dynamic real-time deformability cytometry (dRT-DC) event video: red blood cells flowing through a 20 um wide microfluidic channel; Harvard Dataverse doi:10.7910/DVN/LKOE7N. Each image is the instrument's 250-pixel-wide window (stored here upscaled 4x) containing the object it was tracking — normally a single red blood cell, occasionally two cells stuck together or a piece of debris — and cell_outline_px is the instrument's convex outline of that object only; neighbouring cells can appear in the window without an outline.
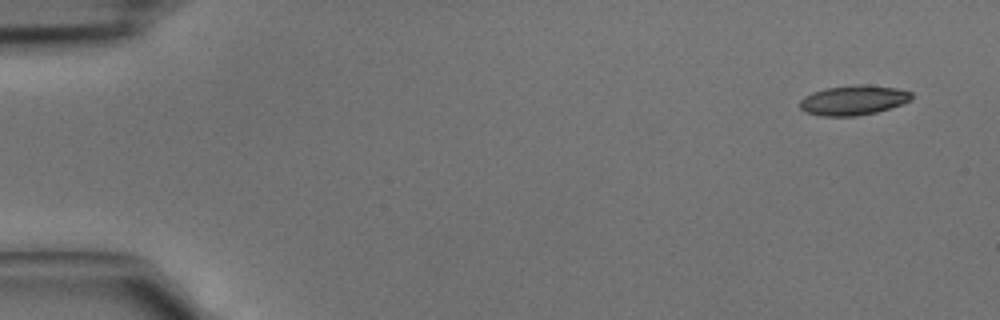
{"species": "common noctule bat (a hibernating species)", "species_latin": "Nyctalus noctula", "temperature_condition": "cold", "stored_images_in_passage": 3, "camera_frame_rate_fps": 3000, "um_per_image_px": 0.085, "animal": {"sex": "male", "body_mass_g": 15.6}, "frame": {"image": 1, "passage_image": 1, "time_ms": 0.0, "image_size_px": [1000, 320], "cell_outline_px": [[912, 100], [876, 112], [856, 116], [820, 116], [804, 112], [800, 108], [800, 100], [804, 96], [812, 92], [824, 88], [856, 84], [860, 84], [896, 88], [912, 92]], "centroid_in_image_um": [72.49, 8.51], "position_along_channel_um": 12.5, "area_um2": 19.42}}